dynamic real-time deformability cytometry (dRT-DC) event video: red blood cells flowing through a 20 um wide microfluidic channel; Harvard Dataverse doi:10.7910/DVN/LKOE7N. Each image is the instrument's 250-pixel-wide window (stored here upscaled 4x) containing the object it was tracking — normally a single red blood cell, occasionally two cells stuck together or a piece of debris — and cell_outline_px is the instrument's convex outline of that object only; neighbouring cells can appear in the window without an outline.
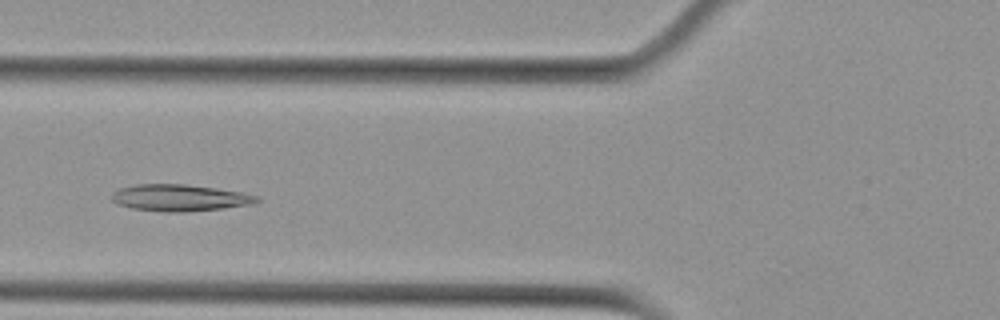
{"species": "Egyptian fruit bat (a non-hibernating species)", "species_latin": "Rousettus aegyptiacus", "temperature_condition": "cold", "stored_images_in_passage": 7, "camera_frame_rate_fps": 3000, "um_per_image_px": 0.085, "animal": {"sex": "female"}, "frame": {"image": 1, "passage_image": 4, "time_ms": 3.667, "image_size_px": [1000, 320], "cell_outline_px": [[260, 200], [256, 204], [224, 208], [184, 212], [164, 212], [132, 208], [116, 204], [112, 200], [112, 192], [120, 188], [132, 184], [184, 184], [216, 188], [240, 192], [260, 196]], "centroid_in_image_um": [15.29, 16.81], "position_along_channel_um": 110.5, "area_um2": 22.77}}
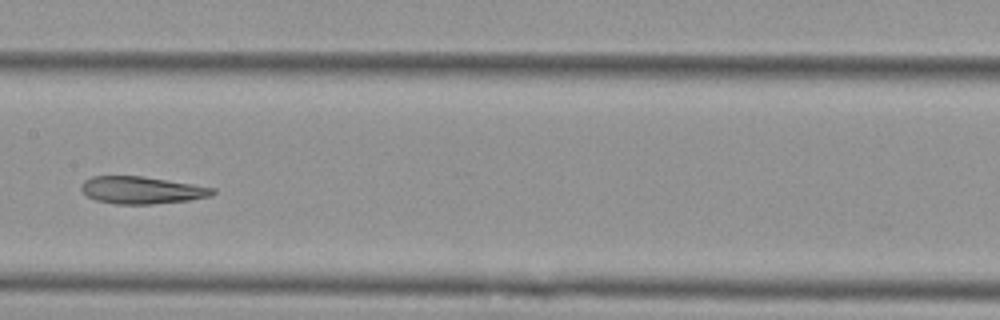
{"frame": {"image": 2, "passage_image": 6, "time_ms": 6.0, "image_size_px": [1000, 320], "cell_outline_px": [[216, 192], [212, 196], [188, 200], [152, 204], [116, 204], [96, 200], [88, 196], [80, 188], [80, 184], [84, 180], [92, 176], [140, 176], [216, 188]], "centroid_in_image_um": [12.03, 16.16], "position_along_channel_um": 195.4, "area_um2": 20.75}}
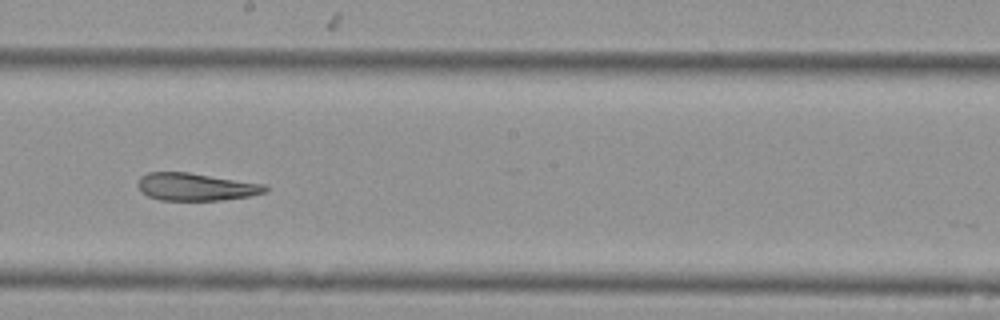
{"frame": {"image": 3, "passage_image": 7, "time_ms": 7.0, "image_size_px": [1000, 320], "cell_outline_px": [[268, 188], [264, 192], [248, 196], [220, 200], [160, 200], [148, 196], [140, 192], [136, 184], [140, 176], [148, 172], [188, 172], [264, 184]], "centroid_in_image_um": [16.56, 15.87], "position_along_channel_um": 231.6, "area_um2": 20.4}}